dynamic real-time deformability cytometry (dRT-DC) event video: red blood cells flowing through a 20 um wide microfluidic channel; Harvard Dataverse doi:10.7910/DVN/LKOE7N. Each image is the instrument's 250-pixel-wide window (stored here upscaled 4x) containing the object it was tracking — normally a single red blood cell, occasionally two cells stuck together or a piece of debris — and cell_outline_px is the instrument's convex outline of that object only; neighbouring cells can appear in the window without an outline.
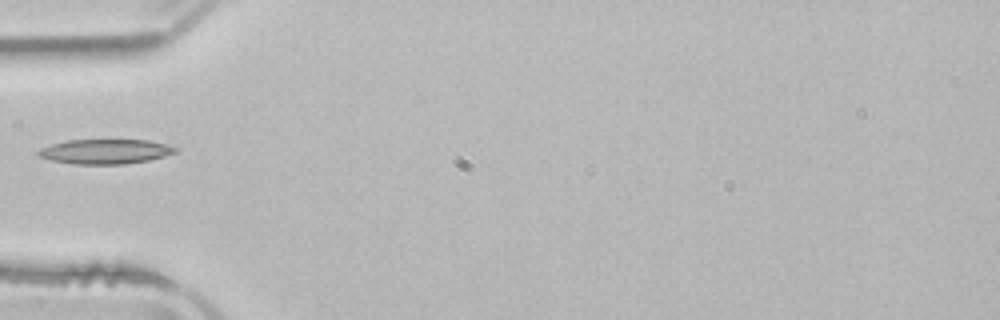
{"species": "common noctule bat (a hibernating species)", "species_latin": "Nyctalus noctula", "temperature_condition": "room temperature", "stored_images_in_passage": 2, "camera_frame_rate_fps": 3000, "um_per_image_px": 0.085, "animal": {"sex": "male", "body_mass_g": 21.5, "forearm_length_mm": 52.0}, "frame": {"image": 1, "passage_image": 2, "time_ms": 2.0, "image_size_px": [1000, 320], "cell_outline_px": [[180, 148], [176, 152], [164, 156], [148, 160], [124, 164], [72, 164], [52, 160], [40, 156], [36, 152], [40, 148], [52, 144], [68, 140], [148, 140], [168, 144]], "centroid_in_image_um": [8.98, 12.87], "position_along_channel_um": 76.0, "area_um2": 19.71}}